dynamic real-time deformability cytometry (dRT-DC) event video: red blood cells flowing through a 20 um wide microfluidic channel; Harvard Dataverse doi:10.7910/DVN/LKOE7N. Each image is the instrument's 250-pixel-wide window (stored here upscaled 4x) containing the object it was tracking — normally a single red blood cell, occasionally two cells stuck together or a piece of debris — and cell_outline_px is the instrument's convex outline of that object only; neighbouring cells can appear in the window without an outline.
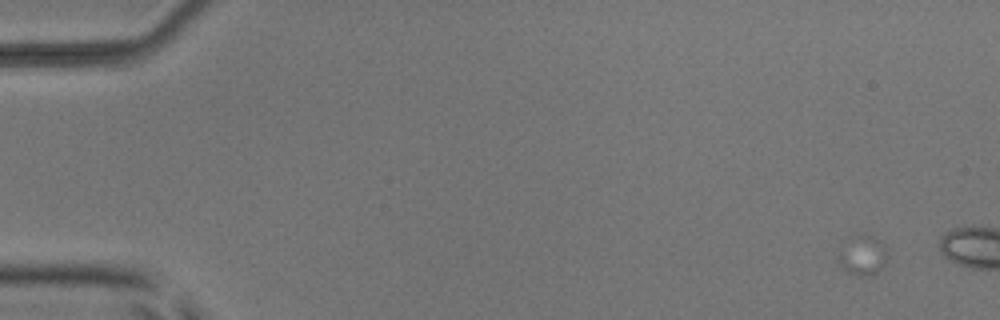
{"species": "common noctule bat (a hibernating species)", "species_latin": "Nyctalus noctula", "temperature_condition": "room temperature", "stored_images_in_passage": 8, "camera_frame_rate_fps": 3000, "um_per_image_px": 0.085, "animal": {"sex": "male", "body_mass_g": 17.9, "forearm_length_mm": 54.2}, "frame": {"image": 1, "passage_image": 3, "time_ms": 0.667, "image_size_px": [1000, 320], "cell_outline_px": [[888, 252], [884, 264], [872, 276], [856, 276], [844, 268], [836, 260], [848, 236], [860, 232], [864, 232], [880, 240], [884, 244]], "centroid_in_image_um": [73.32, 21.64], "position_along_channel_um": 11.7, "area_um2": 11.68}}